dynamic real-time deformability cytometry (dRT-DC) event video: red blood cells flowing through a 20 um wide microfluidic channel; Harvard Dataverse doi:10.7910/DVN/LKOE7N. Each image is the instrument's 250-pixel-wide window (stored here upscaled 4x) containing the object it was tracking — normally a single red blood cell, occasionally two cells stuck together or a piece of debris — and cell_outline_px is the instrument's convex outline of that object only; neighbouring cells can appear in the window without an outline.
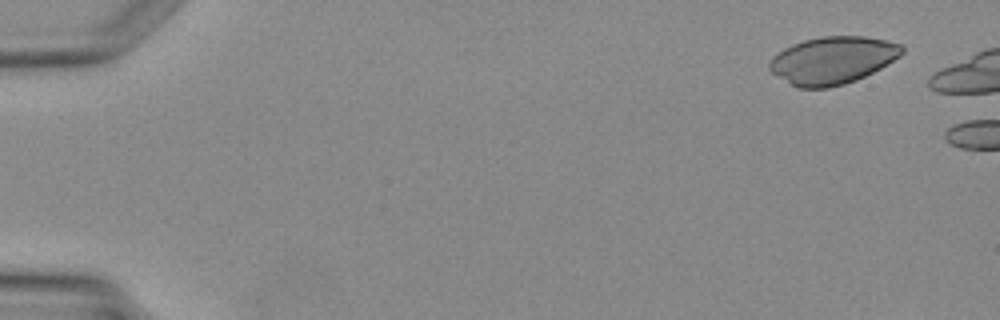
{"species": "Egyptian fruit bat (a non-hibernating species)", "species_latin": "Rousettus aegyptiacus", "temperature_condition": "warm", "stored_images_in_passage": 2, "camera_frame_rate_fps": 3000, "um_per_image_px": 0.085, "animal": {"sex": "female"}, "frame": {"image": 1, "passage_image": 1, "time_ms": 0.0, "image_size_px": [1000, 320], "cell_outline_px": [[904, 52], [900, 56], [880, 68], [856, 80], [844, 84], [828, 88], [800, 88], [792, 84], [772, 72], [768, 68], [768, 64], [784, 48], [792, 44], [804, 40], [824, 36], [864, 36], [888, 40], [900, 44], [904, 48]], "centroid_in_image_um": [70.8, 5.11], "position_along_channel_um": 14.2, "area_um2": 36.24}}